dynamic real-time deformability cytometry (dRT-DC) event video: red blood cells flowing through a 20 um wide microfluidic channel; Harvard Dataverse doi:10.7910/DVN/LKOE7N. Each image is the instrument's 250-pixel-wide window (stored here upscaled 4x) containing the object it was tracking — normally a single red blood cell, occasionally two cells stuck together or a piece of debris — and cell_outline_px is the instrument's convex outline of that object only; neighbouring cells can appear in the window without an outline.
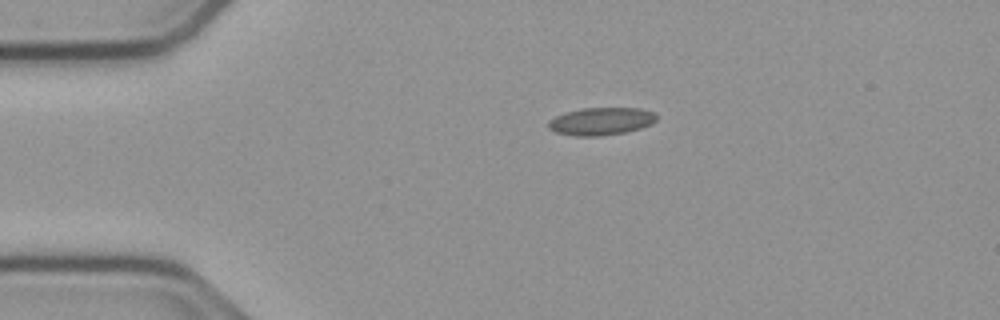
{"species": "common noctule bat (a hibernating species)", "species_latin": "Nyctalus noctula", "temperature_condition": "cold", "stored_images_in_passage": 44, "camera_frame_rate_fps": 3000, "um_per_image_px": 0.085, "animal": {"sex": "male", "body_mass_g": 23.1, "forearm_length_mm": 52.7}, "frame": {"image": 1, "passage_image": 1, "time_ms": 0.0, "image_size_px": [1000, 320], "cell_outline_px": [[656, 120], [652, 124], [640, 128], [624, 132], [600, 136], [572, 136], [556, 132], [548, 128], [548, 120], [564, 112], [580, 108], [640, 108], [656, 112]], "centroid_in_image_um": [51.08, 10.3], "position_along_channel_um": 33.9, "area_um2": 17.57}}
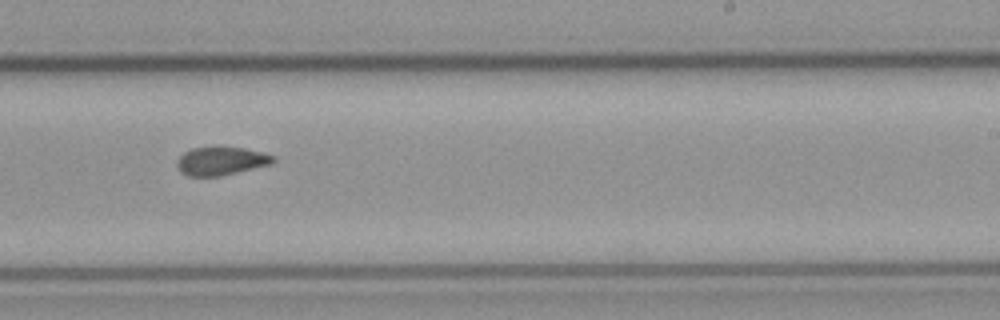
{"frame": {"image": 2, "passage_image": 23, "time_ms": 7.333, "image_size_px": [1000, 320], "cell_outline_px": [[276, 160], [272, 164], [220, 176], [188, 176], [180, 172], [176, 164], [176, 160], [184, 152], [192, 148], [216, 144], [244, 148], [276, 156]], "centroid_in_image_um": [18.77, 13.65], "position_along_channel_um": 270.2, "area_um2": 16.47}}
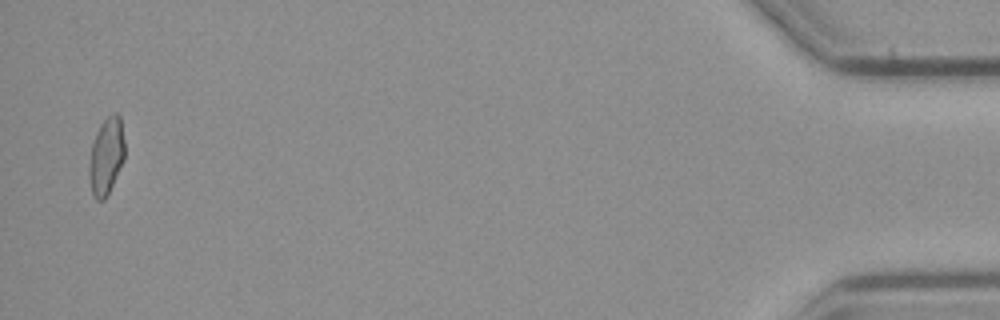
{"frame": {"image": 3, "passage_image": 43, "time_ms": 14.0, "image_size_px": [1000, 320], "cell_outline_px": [[124, 160], [108, 196], [104, 200], [96, 200], [92, 196], [88, 176], [88, 168], [92, 144], [96, 132], [100, 124], [112, 112], [116, 112], [120, 116], [124, 140]], "centroid_in_image_um": [9.02, 13.31], "position_along_channel_um": 426.2, "area_um2": 16.3}, "authors_computed_cell_mechanics": {"area_um2": 16.3863, "velocity_mm_per_s": 3.7746, "shape_relaxation_time_tau1_ms": null, "shape_relaxation_time_tau2_ms": 3.2687, "deformation_change_tau1": null, "deformation_change_tau2": 0.0692}}